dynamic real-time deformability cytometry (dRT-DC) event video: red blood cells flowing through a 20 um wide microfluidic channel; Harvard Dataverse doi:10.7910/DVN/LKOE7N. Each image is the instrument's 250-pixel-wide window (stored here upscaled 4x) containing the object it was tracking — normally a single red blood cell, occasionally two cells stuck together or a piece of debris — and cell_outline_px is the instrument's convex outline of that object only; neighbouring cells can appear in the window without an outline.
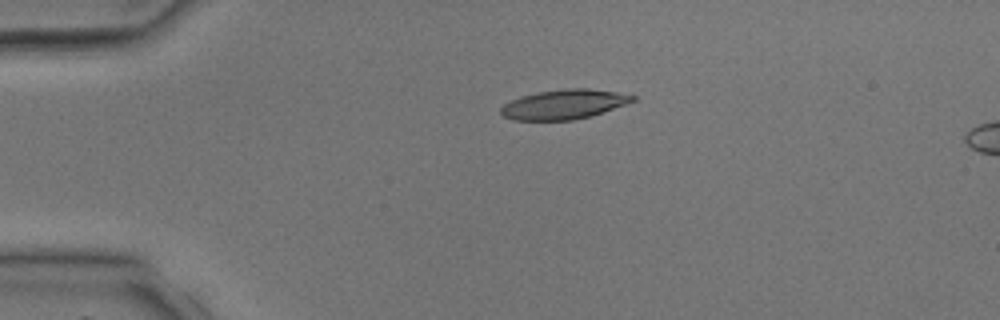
{"species": "common noctule bat (a hibernating species)", "species_latin": "Nyctalus noctula", "temperature_condition": "room temperature", "stored_images_in_passage": 5, "segment_of_instrument_passage": [1, 2], "camera_frame_rate_fps": 3000, "um_per_image_px": 0.085, "animal": {"sex": "male", "body_mass_g": 17.9, "forearm_length_mm": 54.2}, "frame": {"image": 1, "passage_image": 3, "time_ms": 2.333, "image_size_px": [1000, 320], "cell_outline_px": [[636, 100], [588, 116], [572, 120], [512, 120], [504, 116], [500, 112], [500, 108], [504, 104], [520, 96], [540, 92], [564, 88], [588, 88], [616, 92], [636, 96]], "centroid_in_image_um": [47.89, 8.86], "position_along_channel_um": 37.1, "area_um2": 22.37}}